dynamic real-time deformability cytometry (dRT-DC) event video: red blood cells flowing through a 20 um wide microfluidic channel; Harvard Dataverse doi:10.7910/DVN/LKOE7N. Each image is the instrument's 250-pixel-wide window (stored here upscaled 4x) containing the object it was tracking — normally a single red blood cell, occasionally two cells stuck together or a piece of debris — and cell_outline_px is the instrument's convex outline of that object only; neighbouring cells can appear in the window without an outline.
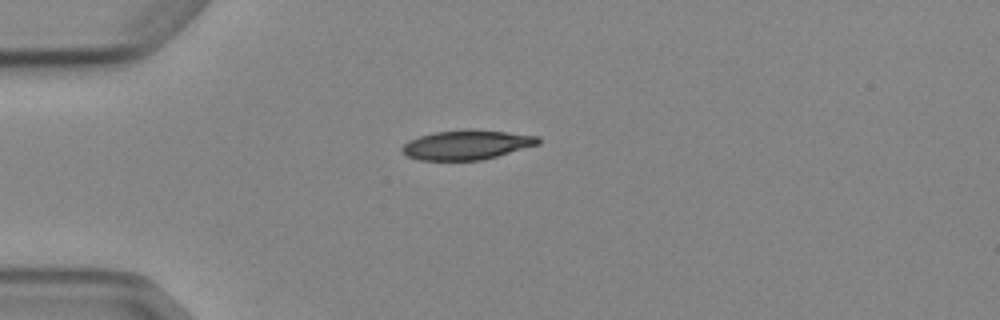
{"species": "Egyptian fruit bat (a non-hibernating species)", "species_latin": "Rousettus aegyptiacus", "temperature_condition": "cold", "stored_images_in_passage": 3, "camera_frame_rate_fps": 3000, "um_per_image_px": 0.085, "animal": {"sex": "female"}, "frame": {"image": 1, "passage_image": 1, "time_ms": 0.0, "image_size_px": [1000, 320], "cell_outline_px": [[540, 144], [496, 156], [480, 160], [420, 160], [408, 156], [400, 148], [408, 140], [420, 136], [436, 132], [464, 128], [468, 128], [508, 132], [540, 136]], "centroid_in_image_um": [39.69, 12.29], "position_along_channel_um": 45.3, "area_um2": 23.47}}
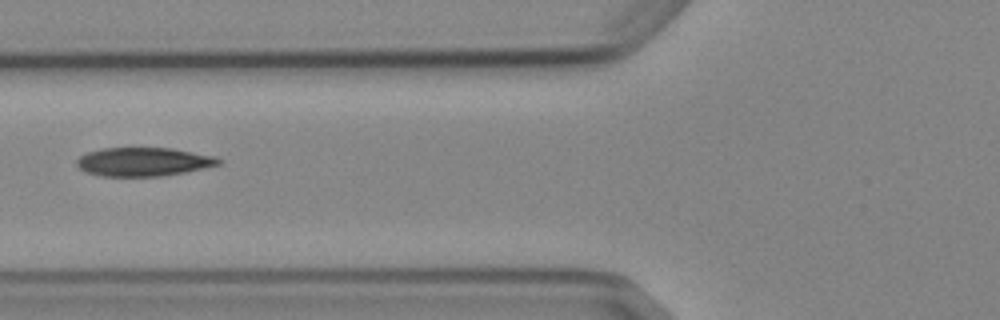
{"frame": {"image": 2, "passage_image": 3, "time_ms": 2.333, "image_size_px": [1000, 320], "cell_outline_px": [[220, 164], [184, 172], [160, 176], [100, 176], [84, 172], [76, 164], [76, 160], [80, 156], [88, 152], [104, 148], [172, 148], [216, 156], [220, 160]], "centroid_in_image_um": [12.16, 13.75], "position_along_channel_um": 113.6, "area_um2": 23.58}}